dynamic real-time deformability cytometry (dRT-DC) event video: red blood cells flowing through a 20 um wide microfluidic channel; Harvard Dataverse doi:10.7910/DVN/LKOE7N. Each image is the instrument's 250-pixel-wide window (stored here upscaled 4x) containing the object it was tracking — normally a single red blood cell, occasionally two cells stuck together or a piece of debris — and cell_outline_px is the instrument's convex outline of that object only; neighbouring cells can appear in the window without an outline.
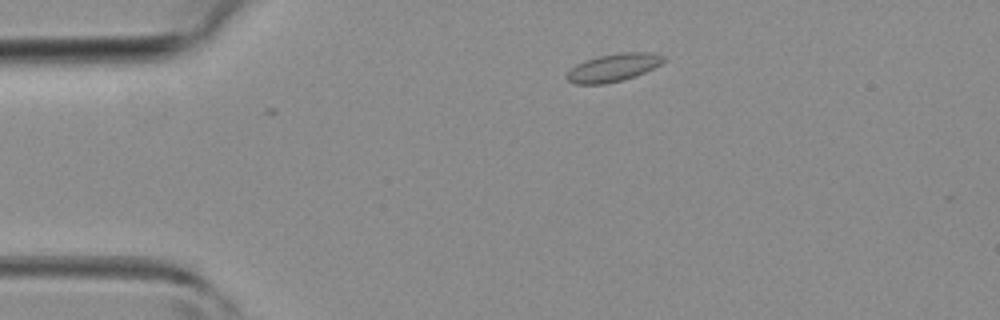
{"species": "common noctule bat (a hibernating species)", "species_latin": "Nyctalus noctula", "temperature_condition": "room temperature", "stored_images_in_passage": 4, "camera_frame_rate_fps": 3000, "um_per_image_px": 0.085, "animal": {"sex": "female", "body_mass_g": 19.3, "forearm_length_mm": 54.1}, "frame": {"image": 1, "passage_image": 3, "time_ms": 0.667, "image_size_px": [1000, 320], "cell_outline_px": [[668, 60], [636, 76], [604, 84], [576, 84], [568, 80], [564, 76], [576, 64], [584, 60], [596, 56], [620, 52], [652, 52], [664, 56]], "centroid_in_image_um": [52.13, 5.73], "position_along_channel_um": 32.9, "area_um2": 15.78}}